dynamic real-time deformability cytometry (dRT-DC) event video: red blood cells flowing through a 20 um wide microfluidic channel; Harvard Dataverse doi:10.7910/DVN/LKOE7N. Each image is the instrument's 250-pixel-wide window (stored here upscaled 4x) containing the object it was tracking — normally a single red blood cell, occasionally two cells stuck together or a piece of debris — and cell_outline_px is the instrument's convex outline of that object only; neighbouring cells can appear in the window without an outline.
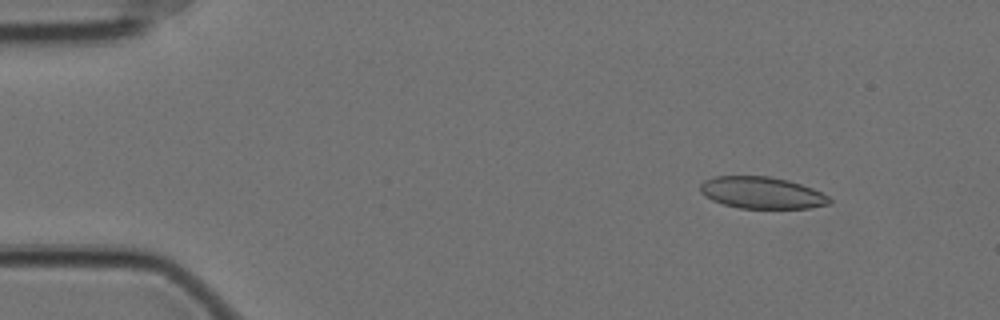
{"species": "Egyptian fruit bat (a non-hibernating species)", "species_latin": "Rousettus aegyptiacus", "temperature_condition": "cold", "stored_images_in_passage": 57, "camera_frame_rate_fps": 3000, "um_per_image_px": 0.085, "animal": {"sex": "female"}, "frame": {"image": 1, "passage_image": 6, "time_ms": 1.667, "image_size_px": [1000, 320], "cell_outline_px": [[832, 200], [828, 204], [808, 208], [740, 208], [724, 204], [712, 200], [704, 196], [700, 192], [700, 184], [704, 180], [716, 176], [768, 176], [788, 180], [812, 188], [828, 196]], "centroid_in_image_um": [64.72, 16.38], "position_along_channel_um": 20.3, "area_um2": 23.81}}
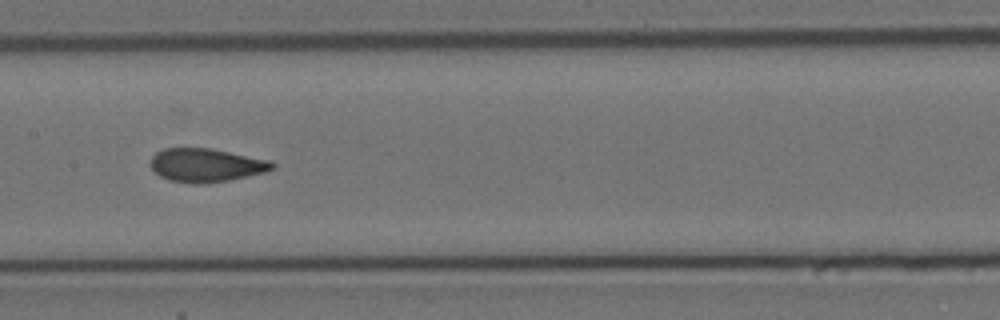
{"frame": {"image": 2, "passage_image": 28, "time_ms": 9.0, "image_size_px": [1000, 320], "cell_outline_px": [[276, 168], [264, 172], [228, 180], [204, 184], [196, 184], [168, 180], [160, 176], [148, 164], [152, 156], [156, 152], [164, 148], [212, 148], [268, 160], [276, 164]], "centroid_in_image_um": [17.49, 14.04], "position_along_channel_um": 189.9, "area_um2": 23.81}}
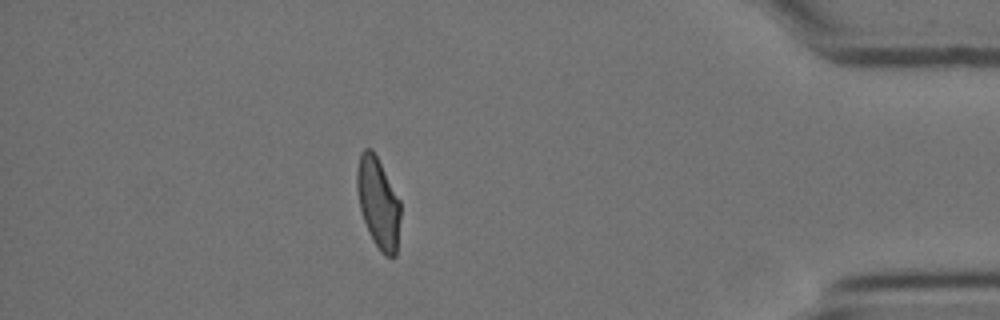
{"frame": {"image": 3, "passage_image": 50, "time_ms": 16.333, "image_size_px": [1000, 320], "cell_outline_px": [[400, 216], [396, 256], [384, 256], [380, 252], [372, 240], [364, 220], [360, 208], [356, 188], [356, 168], [360, 152], [364, 148], [372, 148], [400, 200]], "centroid_in_image_um": [32.13, 17.23], "position_along_channel_um": 403.1, "area_um2": 23.06}, "authors_computed_cell_mechanics": {"area_um2": 24.1604, "velocity_mm_per_s": 3.4927, "shape_relaxation_time_tau1_ms": 8.6958, "shape_relaxation_time_tau2_ms": 1.2018, "deformation_change_tau1": 0.1708, "deformation_change_tau2": 0.0467}}